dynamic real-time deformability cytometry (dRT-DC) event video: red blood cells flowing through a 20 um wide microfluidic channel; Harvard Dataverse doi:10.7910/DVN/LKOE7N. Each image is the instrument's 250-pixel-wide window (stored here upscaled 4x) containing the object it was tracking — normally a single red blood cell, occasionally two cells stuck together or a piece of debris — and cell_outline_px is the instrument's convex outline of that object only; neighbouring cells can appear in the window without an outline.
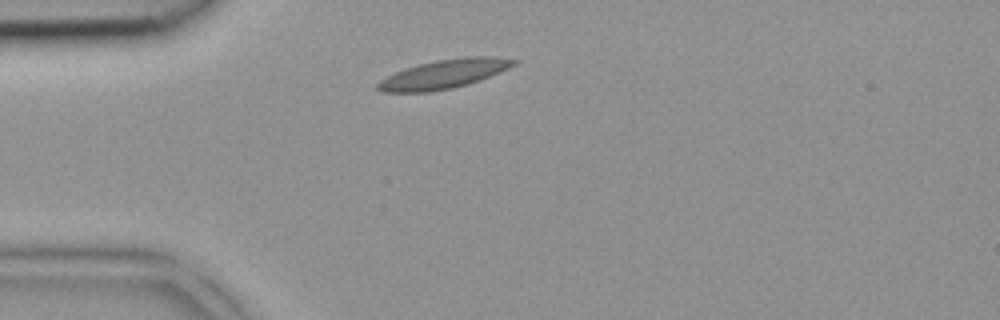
{"species": "common noctule bat (a hibernating species)", "species_latin": "Nyctalus noctula", "temperature_condition": "room temperature", "stored_images_in_passage": 1, "camera_frame_rate_fps": 3000, "um_per_image_px": 0.085, "animal": {"sex": "female", "body_mass_g": 18.4}, "frame": {"image": 1, "passage_image": 1, "time_ms": 0.0, "image_size_px": [1000, 320], "cell_outline_px": [[520, 60], [516, 64], [500, 72], [480, 80], [468, 84], [452, 88], [428, 92], [384, 92], [376, 88], [376, 84], [380, 80], [404, 68], [436, 60], [464, 56], [496, 56]], "centroid_in_image_um": [37.77, 6.28], "position_along_channel_um": 47.2, "area_um2": 23.0}}